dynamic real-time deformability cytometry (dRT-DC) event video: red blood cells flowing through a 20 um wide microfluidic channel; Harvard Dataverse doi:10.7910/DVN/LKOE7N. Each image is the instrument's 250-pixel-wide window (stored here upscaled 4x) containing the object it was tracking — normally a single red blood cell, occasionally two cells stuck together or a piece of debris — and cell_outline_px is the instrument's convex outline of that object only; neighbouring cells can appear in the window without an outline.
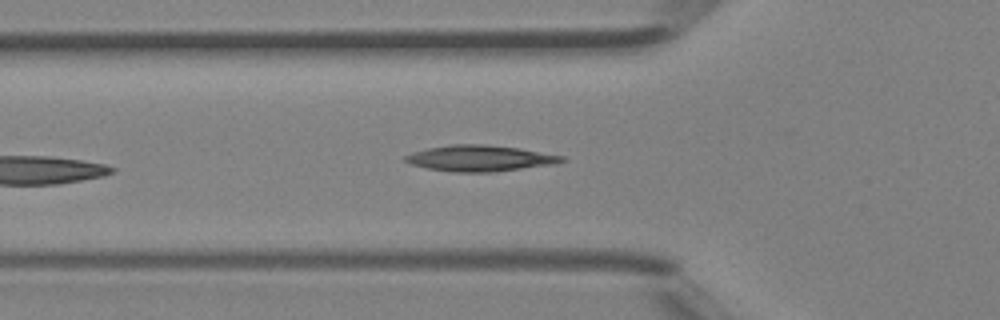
{"species": "Egyptian fruit bat (a non-hibernating species)", "species_latin": "Rousettus aegyptiacus", "temperature_condition": "room temperature", "stored_images_in_passage": 6, "camera_frame_rate_fps": 3000, "um_per_image_px": 0.085, "animal": {"sex": "female"}, "frame": {"image": 1, "passage_image": 5, "time_ms": 1.333, "image_size_px": [1000, 320], "cell_outline_px": [[568, 160], [556, 164], [492, 172], [452, 172], [428, 168], [412, 164], [404, 160], [404, 156], [412, 152], [428, 148], [452, 144], [484, 144], [520, 148], [564, 156]], "centroid_in_image_um": [40.83, 13.45], "position_along_channel_um": 85.0, "area_um2": 23.76}}